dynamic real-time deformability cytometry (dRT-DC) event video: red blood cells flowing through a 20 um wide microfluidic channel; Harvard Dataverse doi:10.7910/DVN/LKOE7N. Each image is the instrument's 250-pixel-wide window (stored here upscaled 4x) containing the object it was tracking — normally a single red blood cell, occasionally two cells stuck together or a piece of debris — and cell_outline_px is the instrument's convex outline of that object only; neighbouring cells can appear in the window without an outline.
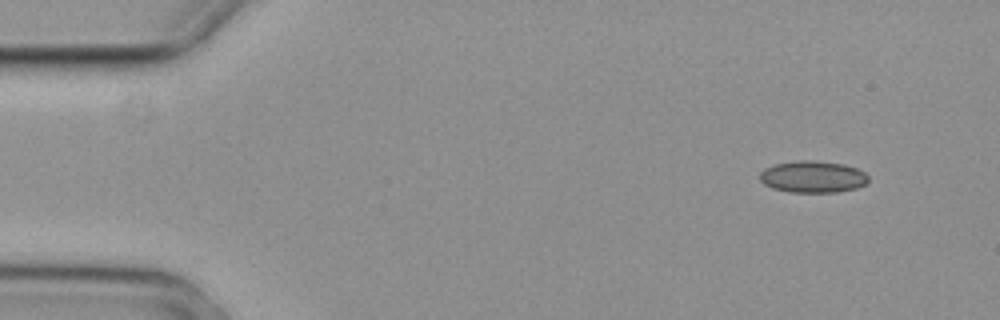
{"species": "common noctule bat (a hibernating species)", "species_latin": "Nyctalus noctula", "temperature_condition": "cold", "stored_images_in_passage": 4, "camera_frame_rate_fps": 3000, "um_per_image_px": 0.085, "animal": {"sex": "female", "body_mass_g": 29.2, "forearm_length_mm": 56.3}, "frame": {"image": 1, "passage_image": 1, "time_ms": 0.0, "image_size_px": [1000, 320], "cell_outline_px": [[868, 180], [864, 184], [856, 188], [836, 192], [788, 192], [772, 188], [764, 184], [760, 180], [760, 172], [764, 168], [776, 164], [796, 160], [812, 160], [844, 164], [856, 168], [864, 172], [868, 176]], "centroid_in_image_um": [69.06, 15.02], "position_along_channel_um": 15.9, "area_um2": 20.11}}
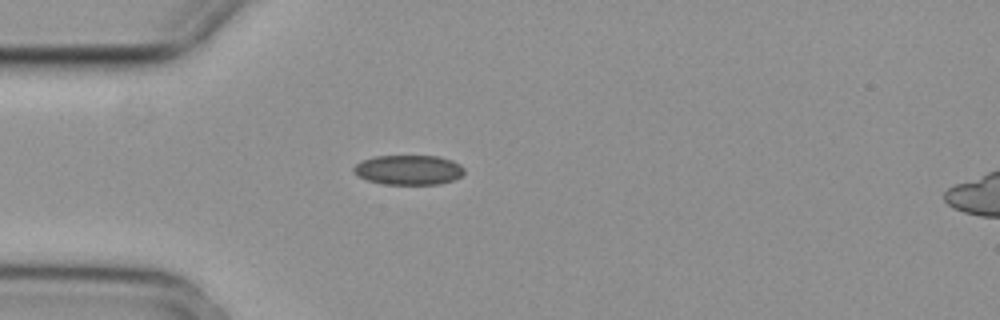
{"frame": {"image": 2, "passage_image": 4, "time_ms": 1.0, "image_size_px": [1000, 320], "cell_outline_px": [[464, 172], [460, 176], [452, 180], [440, 184], [384, 184], [368, 180], [352, 172], [352, 168], [360, 160], [372, 156], [440, 156], [452, 160], [460, 164], [464, 168]], "centroid_in_image_um": [34.71, 14.43], "position_along_channel_um": 50.3, "area_um2": 19.25}}